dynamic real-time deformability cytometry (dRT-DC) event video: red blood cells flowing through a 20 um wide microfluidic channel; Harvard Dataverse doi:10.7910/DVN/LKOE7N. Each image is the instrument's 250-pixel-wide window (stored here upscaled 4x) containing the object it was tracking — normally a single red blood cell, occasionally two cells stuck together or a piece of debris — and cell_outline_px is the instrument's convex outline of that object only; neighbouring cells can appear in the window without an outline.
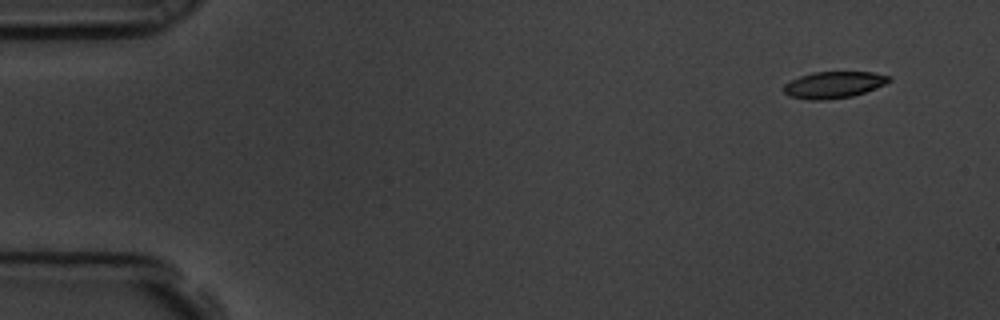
{"species": "common noctule bat (a hibernating species)", "species_latin": "Nyctalus noctula", "temperature_condition": "room temperature", "stored_images_in_passage": 54, "camera_frame_rate_fps": 3000, "um_per_image_px": 0.085, "animal": {"sex": "male", "body_mass_g": 19.5, "forearm_length_mm": 54.6}, "frame": {"image": 1, "passage_image": 1, "time_ms": 0.0, "image_size_px": [1000, 320], "cell_outline_px": [[892, 80], [884, 84], [864, 92], [852, 96], [824, 100], [808, 100], [788, 96], [784, 92], [784, 84], [800, 76], [812, 72], [872, 72], [892, 76]], "centroid_in_image_um": [70.86, 7.2], "position_along_channel_um": 14.1, "area_um2": 16.3}}
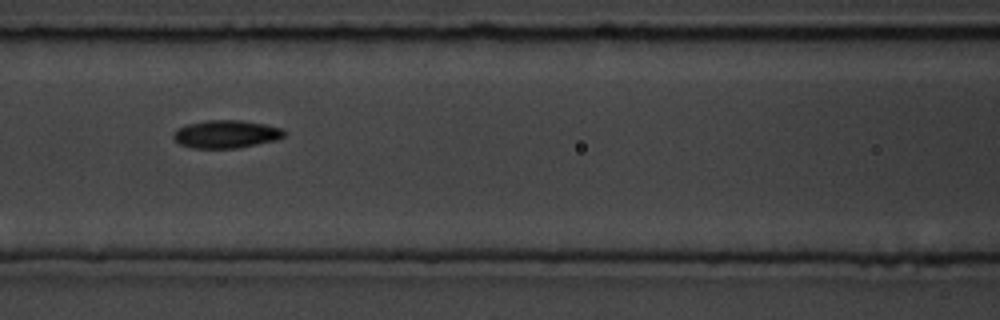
{"frame": {"image": 2, "passage_image": 22, "time_ms": 7.0, "image_size_px": [1000, 320], "cell_outline_px": [[284, 136], [276, 140], [240, 148], [192, 148], [180, 144], [172, 136], [176, 128], [188, 124], [208, 120], [240, 120], [264, 124], [284, 128]], "centroid_in_image_um": [19.22, 11.4], "position_along_channel_um": 147.4, "area_um2": 18.03}}
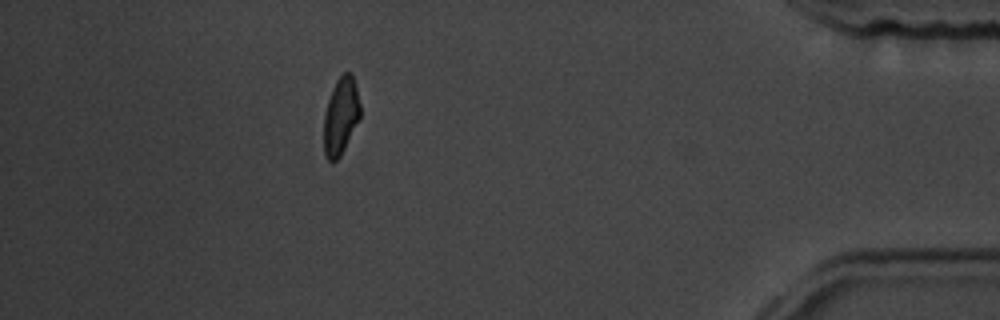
{"frame": {"image": 3, "passage_image": 48, "time_ms": 15.667, "image_size_px": [1000, 320], "cell_outline_px": [[360, 116], [340, 156], [332, 164], [324, 156], [324, 112], [332, 88], [336, 80], [344, 72], [352, 72], [360, 104]], "centroid_in_image_um": [28.94, 9.86], "position_along_channel_um": 406.3, "area_um2": 16.3}, "authors_computed_cell_mechanics": {"area_um2": 17.0799, "velocity_mm_per_s": 3.5649, "shape_relaxation_time_tau1_ms": 3.8942, "shape_relaxation_time_tau2_ms": 5.6308, "deformation_change_tau1": 0.1298, "deformation_change_tau2": 0.1155}}